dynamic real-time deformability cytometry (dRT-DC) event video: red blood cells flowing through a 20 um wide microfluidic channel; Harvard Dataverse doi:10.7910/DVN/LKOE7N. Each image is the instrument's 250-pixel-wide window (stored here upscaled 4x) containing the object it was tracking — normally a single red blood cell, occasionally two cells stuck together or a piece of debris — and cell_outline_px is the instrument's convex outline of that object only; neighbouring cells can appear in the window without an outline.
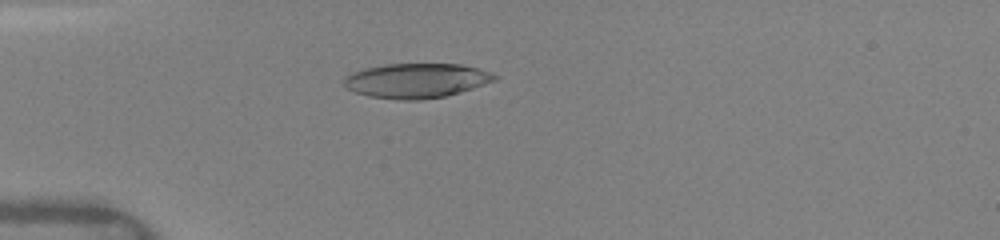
{"species": "human", "species_latin": "Homo sapiens", "temperature_condition": "warm", "stored_images_in_passage": 48, "camera_frame_rate_fps": 3000, "um_per_image_px": 0.085, "donor": {"sex": "female"}, "frame": {"image": 1, "passage_image": 13, "time_ms": 4.0, "image_size_px": [1000, 240], "cell_outline_px": [[500, 76], [496, 80], [460, 92], [444, 96], [420, 100], [400, 100], [368, 96], [344, 88], [344, 76], [352, 72], [364, 68], [384, 64], [460, 64], [492, 72]], "centroid_in_image_um": [35.37, 6.85], "position_along_channel_um": 49.6, "area_um2": 30.52}}
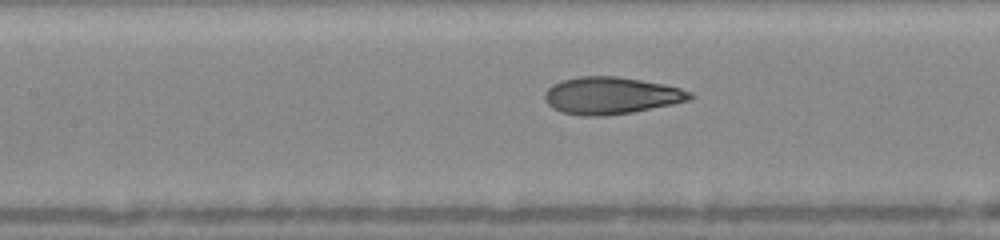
{"frame": {"image": 2, "passage_image": 22, "time_ms": 7.0, "image_size_px": [1000, 240], "cell_outline_px": [[696, 96], [692, 100], [632, 112], [604, 116], [580, 116], [560, 112], [552, 108], [544, 100], [544, 92], [552, 84], [560, 80], [580, 76], [616, 76], [664, 84], [680, 88], [692, 92]], "centroid_in_image_um": [51.92, 8.13], "position_along_channel_um": 155.5, "area_um2": 31.73}}
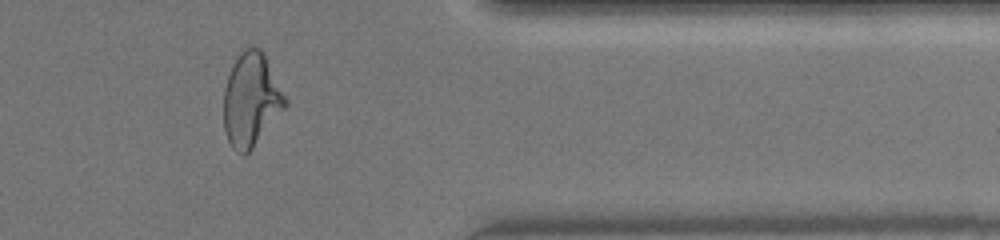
{"frame": {"image": 3, "passage_image": 40, "time_ms": 13.0, "image_size_px": [1000, 240], "cell_outline_px": [[288, 104], [252, 148], [244, 156], [240, 156], [232, 148], [228, 140], [224, 128], [224, 88], [232, 64], [240, 52], [244, 48], [260, 48], [264, 52], [288, 100]], "centroid_in_image_um": [21.34, 8.48], "position_along_channel_um": 390.1, "area_um2": 33.52}, "authors_computed_cell_mechanics": {"area_um2": 31.3854, "velocity_mm_per_s": 4.1203, "shape_relaxation_time_tau1_ms": 5.2021, "shape_relaxation_time_tau2_ms": 0.8554, "deformation_change_tau1": 0.2269, "deformation_change_tau2": 0.0791}}